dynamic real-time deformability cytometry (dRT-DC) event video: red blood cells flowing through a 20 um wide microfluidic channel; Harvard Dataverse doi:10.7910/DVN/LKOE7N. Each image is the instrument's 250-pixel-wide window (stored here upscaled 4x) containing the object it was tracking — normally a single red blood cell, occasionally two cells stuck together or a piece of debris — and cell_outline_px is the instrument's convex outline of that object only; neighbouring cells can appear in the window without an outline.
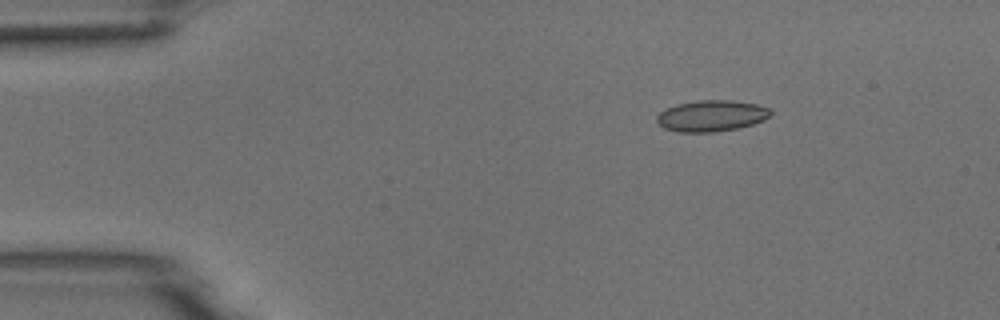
{"species": "common noctule bat (a hibernating species)", "species_latin": "Nyctalus noctula", "temperature_condition": "room temperature", "stored_images_in_passage": 5, "camera_frame_rate_fps": 3000, "um_per_image_px": 0.085, "animal": {"sex": "male", "body_mass_g": 18.8}, "frame": {"image": 1, "passage_image": 3, "time_ms": 0.667, "image_size_px": [1000, 320], "cell_outline_px": [[772, 112], [764, 120], [740, 128], [712, 132], [676, 132], [664, 128], [656, 120], [656, 116], [664, 108], [676, 104], [696, 100], [732, 100], [756, 104], [772, 108]], "centroid_in_image_um": [60.46, 9.84], "position_along_channel_um": 24.5, "area_um2": 20.92}}